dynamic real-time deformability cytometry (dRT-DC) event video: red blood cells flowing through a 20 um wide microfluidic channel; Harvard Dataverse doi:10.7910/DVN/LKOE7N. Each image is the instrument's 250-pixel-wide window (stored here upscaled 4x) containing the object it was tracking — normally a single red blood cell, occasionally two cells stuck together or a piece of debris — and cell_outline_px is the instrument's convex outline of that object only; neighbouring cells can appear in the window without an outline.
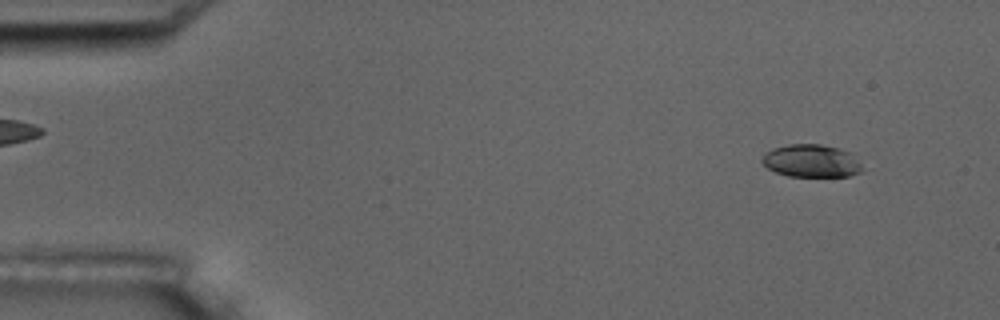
{"species": "common noctule bat (a hibernating species)", "species_latin": "Nyctalus noctula", "temperature_condition": "room temperature", "stored_images_in_passage": 5, "segment_of_instrument_passage": [2, 2], "camera_frame_rate_fps": 3000, "um_per_image_px": 0.085, "animal": {"sex": "male", "body_mass_g": 17.5, "forearm_length_mm": 52.3}, "frame": {"image": 1, "passage_image": 5, "time_ms": 5.667, "image_size_px": [1000, 320], "cell_outline_px": [[860, 172], [848, 176], [788, 176], [776, 172], [768, 168], [760, 160], [764, 152], [772, 148], [788, 144], [820, 144], [840, 148], [848, 152], [860, 164]], "centroid_in_image_um": [68.89, 13.66], "position_along_channel_um": 16.1, "area_um2": 18.96}}